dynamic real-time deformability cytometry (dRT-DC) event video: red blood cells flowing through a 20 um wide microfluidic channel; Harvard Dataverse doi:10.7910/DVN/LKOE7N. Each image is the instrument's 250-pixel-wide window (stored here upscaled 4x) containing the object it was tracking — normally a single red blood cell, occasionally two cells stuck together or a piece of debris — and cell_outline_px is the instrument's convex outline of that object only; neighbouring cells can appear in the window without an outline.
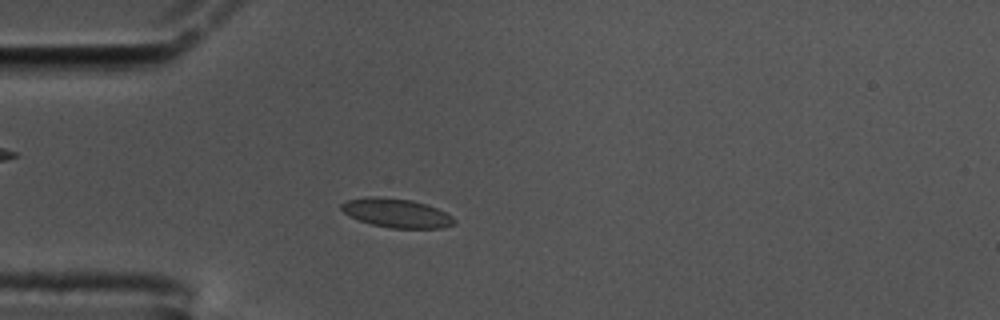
{"species": "common noctule bat (a hibernating species)", "species_latin": "Nyctalus noctula", "temperature_condition": "cold", "stored_images_in_passage": 54, "camera_frame_rate_fps": 3000, "um_per_image_px": 0.085, "animal": {"sex": "male", "body_mass_g": 17.5, "forearm_length_mm": 52.3}, "frame": {"image": 1, "passage_image": 12, "time_ms": 3.667, "image_size_px": [1000, 320], "cell_outline_px": [[456, 224], [444, 228], [392, 228], [372, 224], [360, 220], [344, 212], [340, 208], [340, 204], [348, 200], [368, 196], [376, 196], [412, 200], [436, 208], [452, 216], [456, 220]], "centroid_in_image_um": [33.73, 18.11], "position_along_channel_um": 51.3, "area_um2": 18.9}}
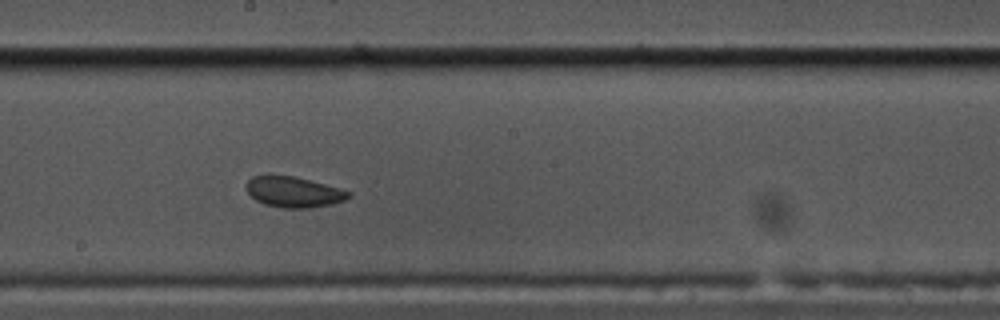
{"frame": {"image": 2, "passage_image": 28, "time_ms": 9.0, "image_size_px": [1000, 320], "cell_outline_px": [[352, 196], [344, 200], [332, 204], [308, 208], [284, 208], [264, 204], [256, 200], [244, 188], [244, 184], [252, 176], [268, 172], [292, 176], [340, 188], [352, 192]], "centroid_in_image_um": [24.9, 16.28], "position_along_channel_um": 223.3, "area_um2": 18.73}}
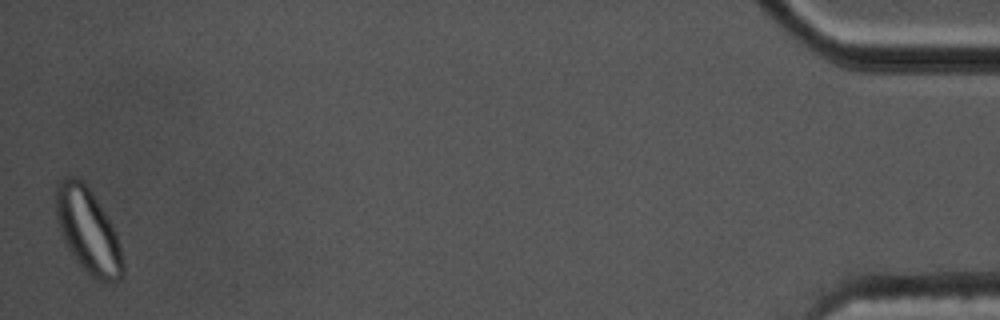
{"frame": {"image": 3, "passage_image": 54, "time_ms": 17.667, "image_size_px": [1000, 320], "cell_outline_px": [[124, 272], [120, 280], [112, 284], [96, 280], [76, 260], [68, 248], [60, 232], [56, 220], [56, 184], [60, 180], [68, 176], [76, 176], [92, 192], [104, 212], [120, 244], [124, 264]], "centroid_in_image_um": [7.48, 19.64], "position_along_channel_um": 427.7, "area_um2": 32.77}, "authors_computed_cell_mechanics": {"area_um2": 18.7561, "velocity_mm_per_s": 3.4144, "shape_relaxation_time_tau1_ms": null, "shape_relaxation_time_tau2_ms": 1.7402, "deformation_change_tau1": null, "deformation_change_tau2": 0.0564}}